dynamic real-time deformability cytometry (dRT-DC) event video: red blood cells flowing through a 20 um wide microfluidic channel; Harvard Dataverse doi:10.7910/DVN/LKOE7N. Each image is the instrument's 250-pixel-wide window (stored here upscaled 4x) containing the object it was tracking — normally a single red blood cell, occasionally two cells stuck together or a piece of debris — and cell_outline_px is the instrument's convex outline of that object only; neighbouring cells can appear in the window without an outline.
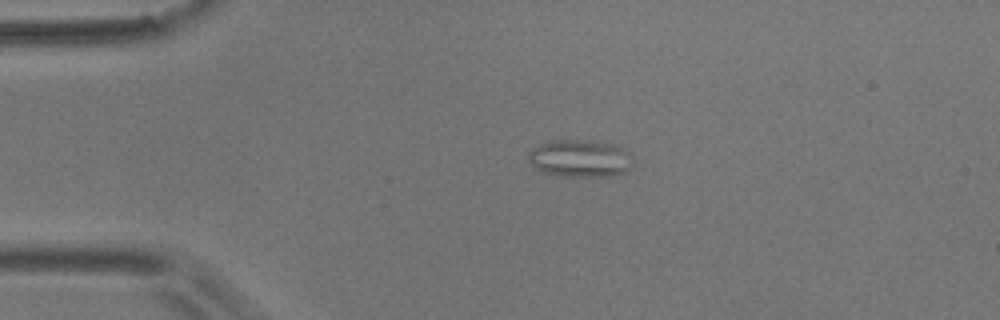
{"species": "common noctule bat (a hibernating species)", "species_latin": "Nyctalus noctula", "temperature_condition": "room temperature", "stored_images_in_passage": 3, "camera_frame_rate_fps": 3000, "um_per_image_px": 0.085, "animal": {"sex": "male", "body_mass_g": 17.9}, "frame": {"image": 1, "passage_image": 1, "time_ms": 0.0, "image_size_px": [1000, 320], "cell_outline_px": [[632, 164], [624, 172], [616, 176], [560, 176], [544, 172], [536, 168], [528, 160], [528, 152], [532, 148], [540, 144], [552, 140], [592, 140], [616, 144], [628, 152]], "centroid_in_image_um": [49.29, 13.45], "position_along_channel_um": 35.7, "area_um2": 22.83}}
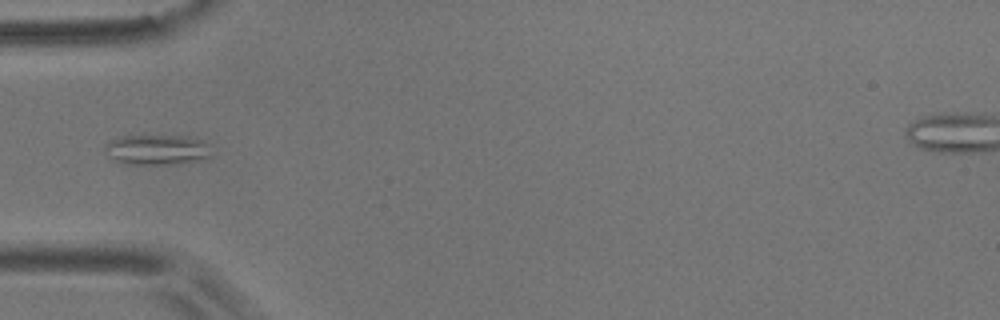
{"frame": {"image": 2, "passage_image": 2, "time_ms": 2.0, "image_size_px": [1000, 320], "cell_outline_px": [[212, 156], [180, 164], [120, 164], [112, 160], [104, 148], [104, 144], [120, 136], [184, 136], [200, 140], [204, 144]], "centroid_in_image_um": [13.25, 12.74], "position_along_channel_um": 71.8, "area_um2": 18.55}}
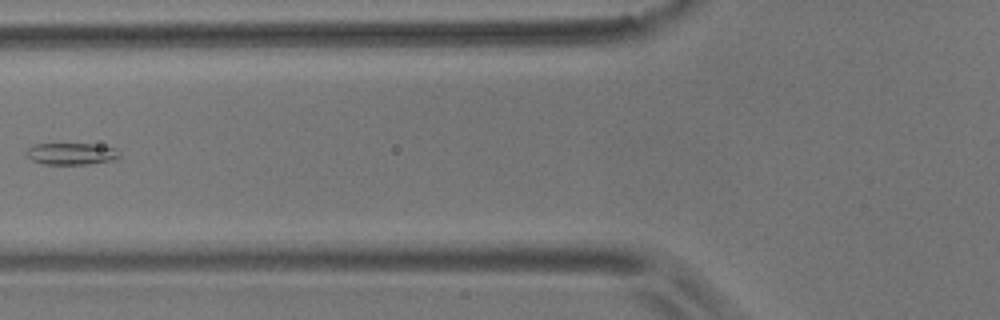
{"frame": {"image": 3, "passage_image": 3, "time_ms": 3.333, "image_size_px": [1000, 320], "cell_outline_px": [[120, 156], [112, 160], [88, 164], [44, 164], [32, 160], [24, 152], [28, 148], [36, 144], [92, 144], [116, 148], [120, 152]], "centroid_in_image_um": [6.07, 13.07], "position_along_channel_um": 119.7, "area_um2": 11.73}}